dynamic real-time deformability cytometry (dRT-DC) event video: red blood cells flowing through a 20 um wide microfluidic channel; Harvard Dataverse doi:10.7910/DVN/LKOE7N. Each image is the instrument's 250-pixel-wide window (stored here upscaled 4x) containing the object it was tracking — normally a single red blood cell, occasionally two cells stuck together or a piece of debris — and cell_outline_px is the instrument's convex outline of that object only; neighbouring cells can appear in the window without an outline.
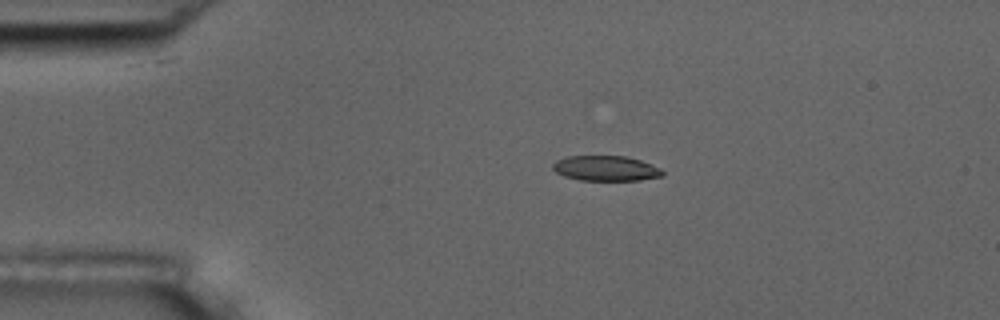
{"species": "common noctule bat (a hibernating species)", "species_latin": "Nyctalus noctula", "temperature_condition": "room temperature", "stored_images_in_passage": 5, "camera_frame_rate_fps": 3000, "um_per_image_px": 0.085, "animal": {"sex": "male", "body_mass_g": 17.5, "forearm_length_mm": 52.3}, "frame": {"image": 1, "passage_image": 1, "time_ms": 0.0, "image_size_px": [1000, 320], "cell_outline_px": [[664, 176], [640, 180], [580, 180], [564, 176], [556, 172], [552, 168], [552, 164], [556, 160], [564, 156], [628, 156], [640, 160], [660, 168], [664, 172]], "centroid_in_image_um": [51.48, 14.3], "position_along_channel_um": 33.5, "area_um2": 16.18}}